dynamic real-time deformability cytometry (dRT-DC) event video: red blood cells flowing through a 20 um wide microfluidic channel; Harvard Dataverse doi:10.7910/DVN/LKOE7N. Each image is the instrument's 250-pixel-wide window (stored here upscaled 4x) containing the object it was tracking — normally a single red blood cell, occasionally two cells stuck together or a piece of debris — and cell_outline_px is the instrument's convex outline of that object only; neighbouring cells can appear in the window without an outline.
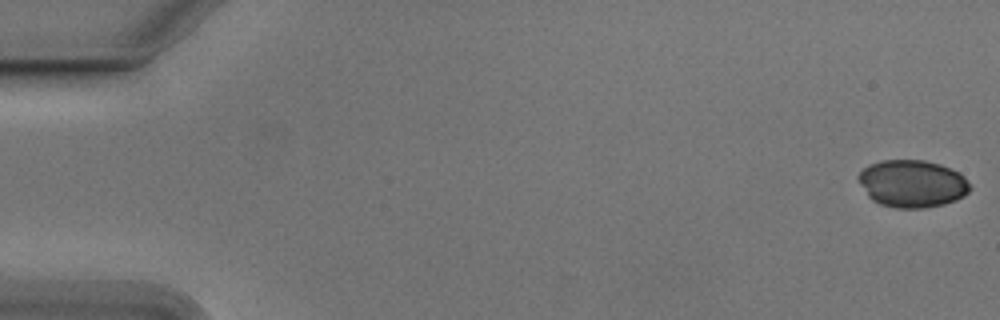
{"species": "Egyptian fruit bat (a non-hibernating species)", "species_latin": "Rousettus aegyptiacus", "temperature_condition": "cold", "stored_images_in_passage": 54, "camera_frame_rate_fps": 3000, "um_per_image_px": 0.085, "animal": {"sex": "male"}, "frame": {"image": 1, "passage_image": 1, "time_ms": 0.0, "image_size_px": [1000, 320], "cell_outline_px": [[972, 188], [964, 196], [956, 200], [944, 204], [924, 208], [896, 208], [880, 204], [872, 200], [868, 196], [860, 184], [856, 176], [868, 164], [880, 160], [924, 160], [940, 164], [952, 168], [960, 172], [968, 180]], "centroid_in_image_um": [77.55, 15.6], "position_along_channel_um": 7.4, "area_um2": 31.21}}
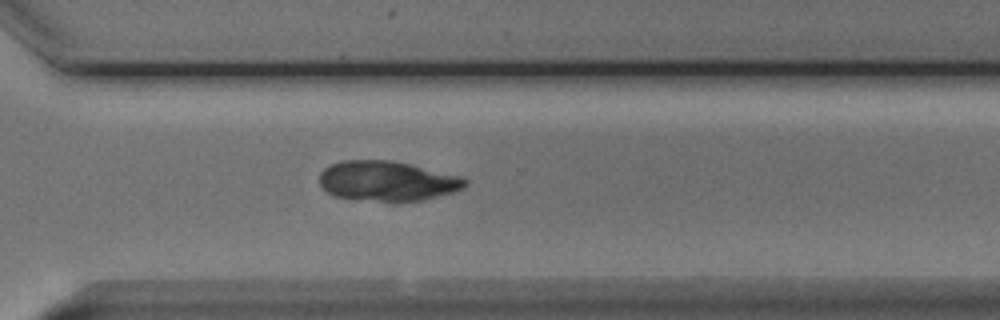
{"frame": {"image": 2, "passage_image": 39, "time_ms": 12.667, "image_size_px": [1000, 320], "cell_outline_px": [[468, 184], [464, 188], [456, 192], [420, 200], [396, 204], [332, 196], [320, 184], [320, 172], [324, 168], [332, 164], [344, 160], [392, 160], [464, 176], [468, 180]], "centroid_in_image_um": [32.97, 15.41], "position_along_channel_um": 337.6, "area_um2": 34.74}}
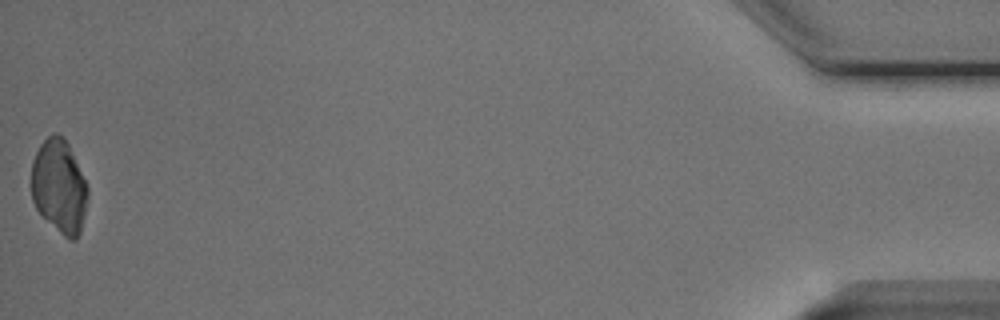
{"frame": {"image": 3, "passage_image": 54, "time_ms": 17.667, "image_size_px": [1000, 320], "cell_outline_px": [[88, 196], [84, 216], [80, 232], [76, 240], [68, 240], [36, 208], [32, 200], [32, 160], [40, 144], [52, 132], [56, 132], [68, 144], [88, 188]], "centroid_in_image_um": [5.03, 15.84], "position_along_channel_um": 430.2, "area_um2": 30.29}}